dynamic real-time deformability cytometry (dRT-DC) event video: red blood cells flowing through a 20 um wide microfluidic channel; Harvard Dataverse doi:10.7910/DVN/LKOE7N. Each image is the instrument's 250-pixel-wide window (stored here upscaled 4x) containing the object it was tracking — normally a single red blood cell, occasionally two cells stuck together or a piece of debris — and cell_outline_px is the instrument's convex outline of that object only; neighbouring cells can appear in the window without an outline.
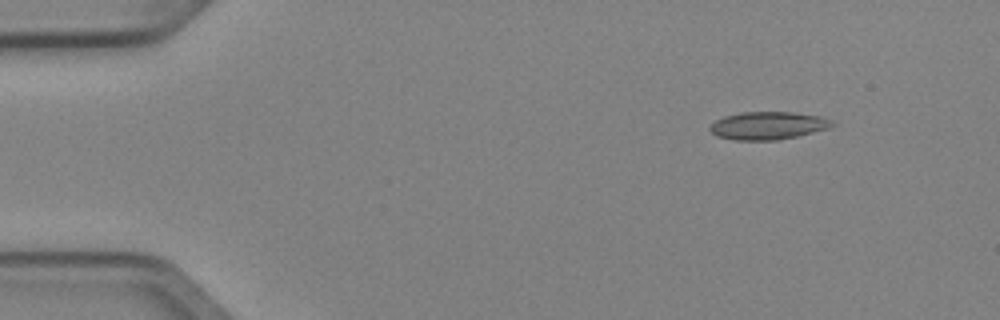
{"species": "Egyptian fruit bat (a non-hibernating species)", "species_latin": "Rousettus aegyptiacus", "temperature_condition": "cold", "stored_images_in_passage": 7, "camera_frame_rate_fps": 3000, "um_per_image_px": 0.085, "animal": {"sex": "female"}, "frame": {"image": 1, "passage_image": 2, "time_ms": 0.333, "image_size_px": [1000, 320], "cell_outline_px": [[836, 124], [832, 128], [796, 136], [776, 140], [732, 140], [716, 136], [708, 128], [716, 120], [724, 116], [740, 112], [792, 112], [820, 116], [832, 120]], "centroid_in_image_um": [65.3, 10.67], "position_along_channel_um": 19.7, "area_um2": 19.94}}
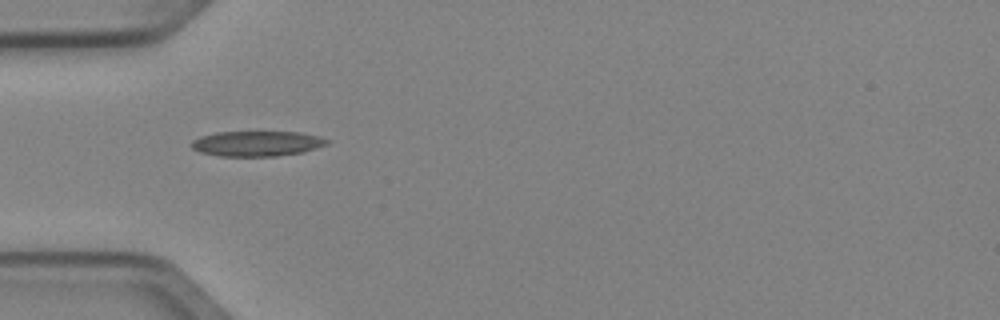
{"frame": {"image": 2, "passage_image": 4, "time_ms": 1.0, "image_size_px": [1000, 320], "cell_outline_px": [[328, 144], [304, 152], [276, 156], [220, 156], [200, 152], [192, 148], [192, 140], [200, 136], [216, 132], [300, 132], [316, 136], [328, 140]], "centroid_in_image_um": [21.82, 12.2], "position_along_channel_um": 63.2, "area_um2": 19.83}}
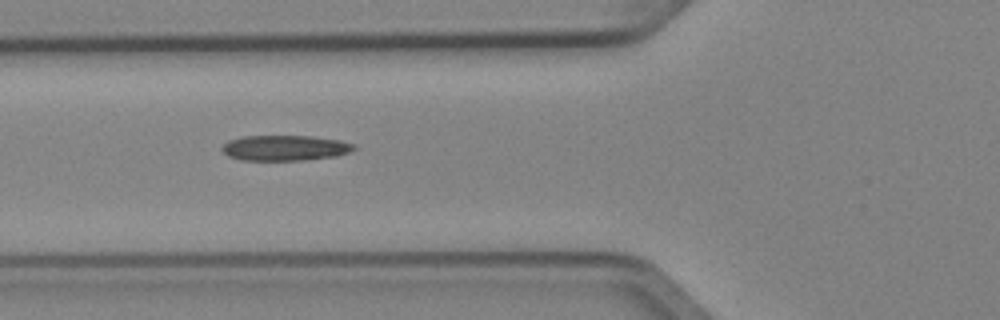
{"frame": {"image": 3, "passage_image": 5, "time_ms": 1.333, "image_size_px": [1000, 320], "cell_outline_px": [[356, 148], [348, 152], [336, 156], [304, 160], [240, 160], [228, 156], [220, 148], [228, 140], [240, 136], [312, 136], [340, 140], [356, 144]], "centroid_in_image_um": [24.21, 12.57], "position_along_channel_um": 101.6, "area_um2": 19.65}}